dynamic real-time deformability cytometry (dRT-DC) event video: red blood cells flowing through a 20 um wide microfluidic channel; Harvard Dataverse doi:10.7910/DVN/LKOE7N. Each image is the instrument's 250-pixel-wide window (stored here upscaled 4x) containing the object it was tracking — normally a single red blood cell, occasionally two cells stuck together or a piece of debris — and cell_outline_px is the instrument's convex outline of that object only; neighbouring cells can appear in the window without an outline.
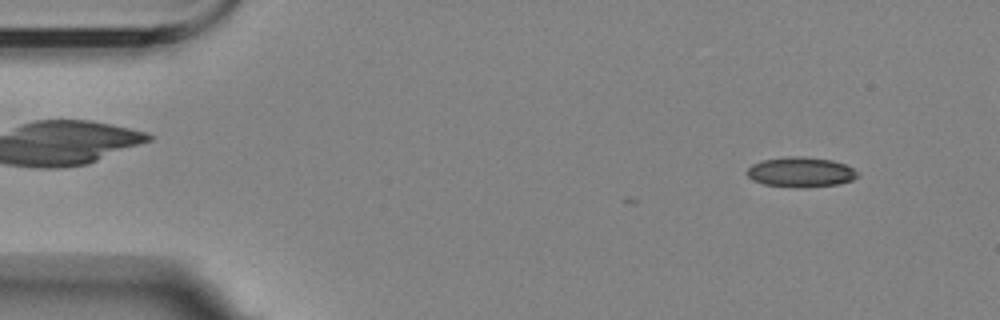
{"species": "Egyptian fruit bat (a non-hibernating species)", "species_latin": "Rousettus aegyptiacus", "temperature_condition": "room temperature", "stored_images_in_passage": 5, "camera_frame_rate_fps": 3000, "um_per_image_px": 0.085, "animal": {"sex": "female"}, "frame": {"image": 1, "passage_image": 1, "time_ms": 0.0, "image_size_px": [1000, 320], "cell_outline_px": [[860, 176], [852, 180], [836, 184], [800, 188], [764, 184], [752, 180], [744, 172], [752, 164], [760, 160], [788, 156], [804, 156], [832, 160], [844, 164], [860, 172]], "centroid_in_image_um": [68.04, 14.62], "position_along_channel_um": 17.0, "area_um2": 19.54}}
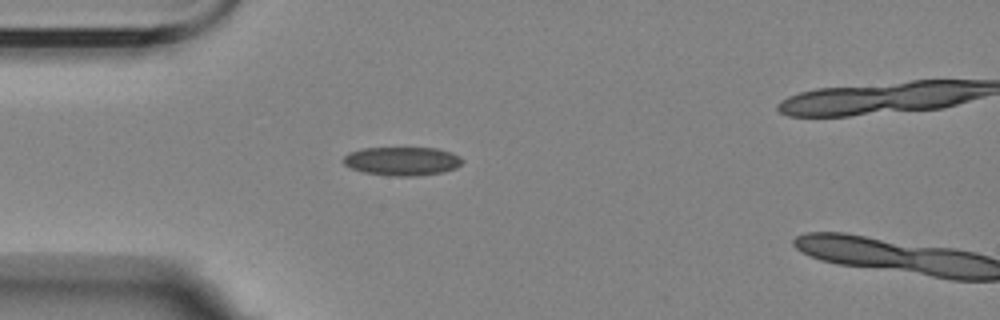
{"frame": {"image": 2, "passage_image": 4, "time_ms": 3.333, "image_size_px": [1000, 320], "cell_outline_px": [[464, 160], [456, 168], [440, 172], [416, 176], [388, 176], [364, 172], [352, 168], [344, 164], [340, 160], [348, 152], [364, 148], [436, 148], [452, 152], [460, 156]], "centroid_in_image_um": [34.16, 13.69], "position_along_channel_um": 50.8, "area_um2": 19.94}}